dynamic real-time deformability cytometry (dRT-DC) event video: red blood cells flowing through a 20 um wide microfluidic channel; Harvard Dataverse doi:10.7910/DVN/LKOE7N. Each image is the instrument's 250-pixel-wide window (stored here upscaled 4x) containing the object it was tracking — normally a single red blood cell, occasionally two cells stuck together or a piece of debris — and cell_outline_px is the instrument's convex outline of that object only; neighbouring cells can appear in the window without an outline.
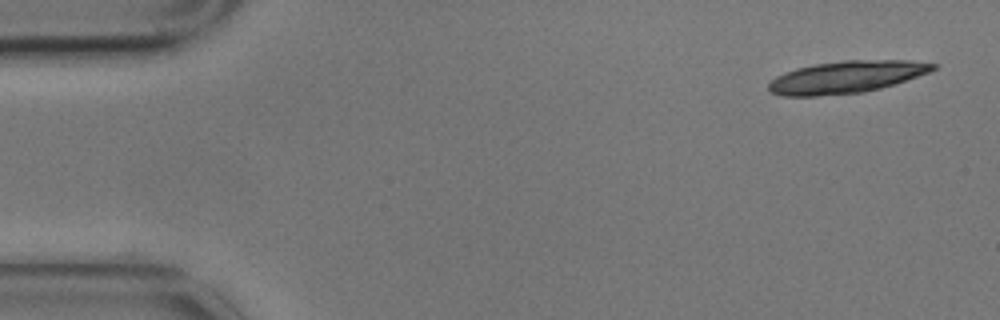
{"species": "common noctule bat (a hibernating species)", "species_latin": "Nyctalus noctula", "temperature_condition": "cold", "stored_images_in_passage": 5, "camera_frame_rate_fps": 3000, "um_per_image_px": 0.085, "animal": {"sex": "male", "body_mass_g": 17.9}, "frame": {"image": 1, "passage_image": 1, "time_ms": 0.0, "image_size_px": [1000, 320], "cell_outline_px": [[940, 64], [936, 68], [928, 72], [880, 88], [864, 92], [816, 96], [784, 96], [772, 92], [768, 88], [768, 84], [776, 76], [784, 72], [796, 68], [816, 64], [844, 60], [908, 60]], "centroid_in_image_um": [71.92, 6.54], "position_along_channel_um": 13.1, "area_um2": 30.52}}